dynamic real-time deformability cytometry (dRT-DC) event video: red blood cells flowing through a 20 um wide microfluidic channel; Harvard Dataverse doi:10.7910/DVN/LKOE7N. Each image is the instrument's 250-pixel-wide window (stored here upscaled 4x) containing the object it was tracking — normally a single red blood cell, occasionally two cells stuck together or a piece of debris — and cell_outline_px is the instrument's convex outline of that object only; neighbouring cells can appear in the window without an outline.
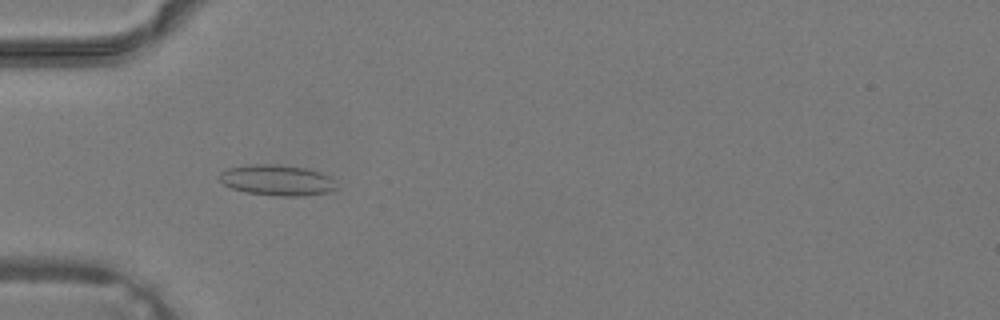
{"species": "common noctule bat (a hibernating species)", "species_latin": "Nyctalus noctula", "temperature_condition": "warm", "stored_images_in_passage": 39, "camera_frame_rate_fps": 3000, "um_per_image_px": 0.085, "animal": {"sex": "male", "body_mass_g": 19.2, "forearm_length_mm": 51.8}, "frame": {"image": 1, "passage_image": 13, "time_ms": 4.0, "image_size_px": [1000, 320], "cell_outline_px": [[340, 188], [328, 192], [300, 196], [280, 196], [244, 192], [232, 188], [224, 184], [220, 180], [220, 172], [228, 168], [252, 164], [276, 164], [308, 168], [332, 176]], "centroid_in_image_um": [23.62, 15.31], "position_along_channel_um": 61.4, "area_um2": 21.21}}
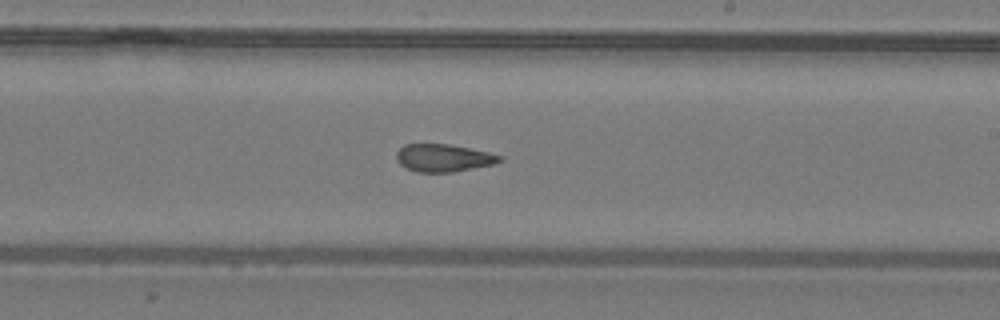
{"frame": {"image": 2, "passage_image": 24, "time_ms": 7.667, "image_size_px": [1000, 320], "cell_outline_px": [[504, 160], [492, 164], [452, 172], [416, 172], [400, 164], [396, 160], [396, 152], [404, 144], [448, 144], [488, 152], [504, 156]], "centroid_in_image_um": [37.69, 13.42], "position_along_channel_um": 251.3, "area_um2": 16.53}}
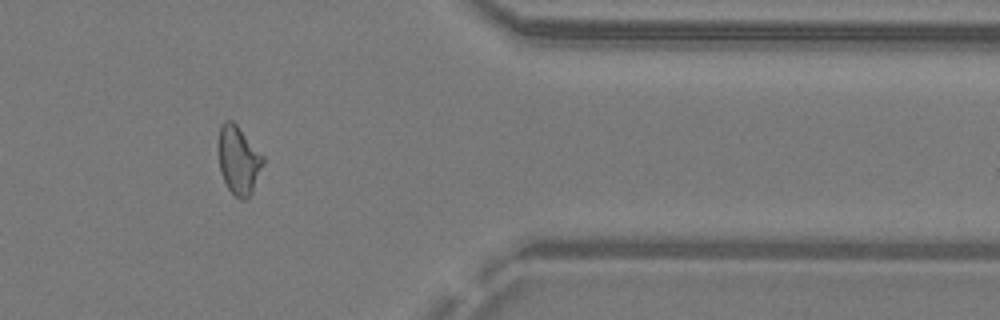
{"frame": {"image": 3, "passage_image": 33, "time_ms": 10.667, "image_size_px": [1000, 320], "cell_outline_px": [[264, 164], [252, 192], [244, 200], [240, 200], [228, 188], [220, 172], [216, 148], [216, 144], [220, 124], [224, 120], [232, 120], [236, 124], [264, 156]], "centroid_in_image_um": [20.24, 13.57], "position_along_channel_um": 391.2, "area_um2": 18.21}}